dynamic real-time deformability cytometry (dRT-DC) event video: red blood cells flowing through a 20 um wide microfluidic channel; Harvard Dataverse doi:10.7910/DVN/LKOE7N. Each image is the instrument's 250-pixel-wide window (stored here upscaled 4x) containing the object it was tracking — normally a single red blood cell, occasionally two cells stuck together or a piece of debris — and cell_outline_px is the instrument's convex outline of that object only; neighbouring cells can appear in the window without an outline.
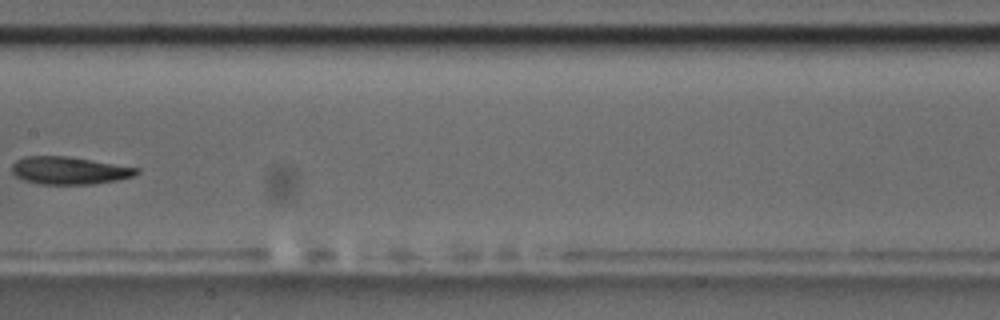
{"species": "common noctule bat (a hibernating species)", "species_latin": "Nyctalus noctula", "temperature_condition": "room temperature", "stored_images_in_passage": 8, "camera_frame_rate_fps": 3000, "um_per_image_px": 0.085, "animal": {"sex": "male", "body_mass_g": 17.5, "forearm_length_mm": 52.3}, "frame": {"image": 1, "passage_image": 7, "time_ms": 7.333, "image_size_px": [1000, 320], "cell_outline_px": [[140, 172], [132, 176], [120, 180], [92, 184], [40, 184], [24, 180], [16, 176], [12, 172], [12, 164], [16, 160], [24, 156], [68, 156], [140, 168]], "centroid_in_image_um": [5.89, 14.49], "position_along_channel_um": 201.5, "area_um2": 20.11}}
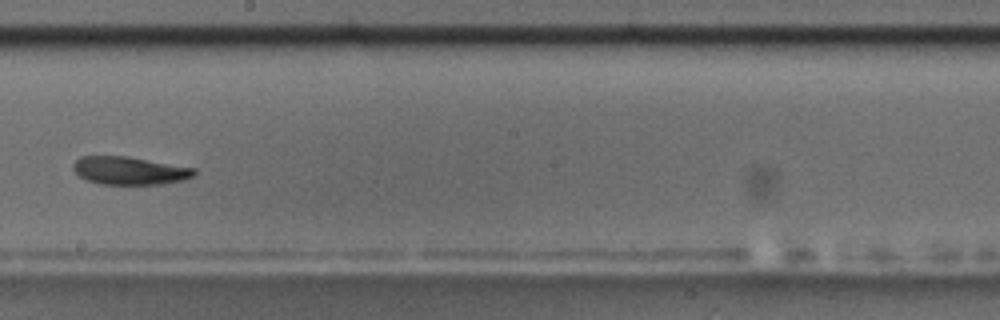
{"frame": {"image": 2, "passage_image": 8, "time_ms": 8.333, "image_size_px": [1000, 320], "cell_outline_px": [[196, 172], [192, 176], [184, 180], [164, 184], [100, 184], [88, 180], [80, 176], [72, 168], [72, 164], [80, 156], [128, 156], [196, 168]], "centroid_in_image_um": [11.02, 14.5], "position_along_channel_um": 237.2, "area_um2": 19.77}}